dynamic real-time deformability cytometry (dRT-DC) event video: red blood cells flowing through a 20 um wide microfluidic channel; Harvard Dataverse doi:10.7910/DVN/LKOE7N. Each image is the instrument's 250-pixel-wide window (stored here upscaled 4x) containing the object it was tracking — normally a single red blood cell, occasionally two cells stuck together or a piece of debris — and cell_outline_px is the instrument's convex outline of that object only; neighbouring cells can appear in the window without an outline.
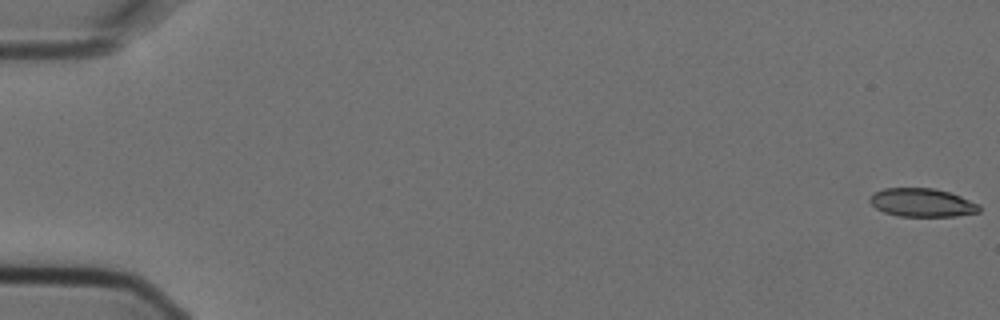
{"species": "Egyptian fruit bat (a non-hibernating species)", "species_latin": "Rousettus aegyptiacus", "temperature_condition": "cold", "stored_images_in_passage": 6, "camera_frame_rate_fps": 3000, "um_per_image_px": 0.085, "animal": {"sex": "female"}, "frame": {"image": 1, "passage_image": 1, "time_ms": 0.0, "image_size_px": [1000, 320], "cell_outline_px": [[980, 212], [956, 216], [900, 216], [884, 212], [876, 208], [868, 200], [876, 192], [884, 188], [932, 188], [948, 192], [960, 196], [980, 204]], "centroid_in_image_um": [78.4, 17.22], "position_along_channel_um": 6.6, "area_um2": 17.98}}
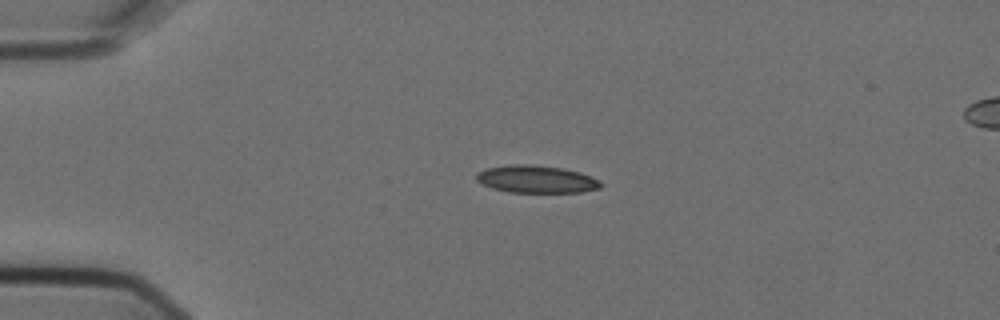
{"frame": {"image": 2, "passage_image": 4, "time_ms": 1.0, "image_size_px": [1000, 320], "cell_outline_px": [[604, 184], [600, 188], [580, 192], [508, 192], [492, 188], [476, 180], [476, 172], [484, 168], [508, 164], [528, 164], [564, 168], [580, 172], [592, 176], [600, 180]], "centroid_in_image_um": [45.59, 15.22], "position_along_channel_um": 39.4, "area_um2": 20.17}}
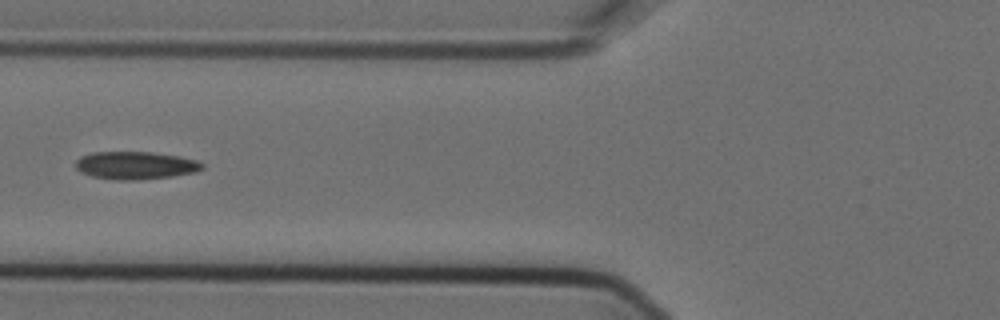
{"frame": {"image": 3, "passage_image": 6, "time_ms": 1.667, "image_size_px": [1000, 320], "cell_outline_px": [[204, 168], [196, 172], [172, 176], [136, 180], [116, 180], [92, 176], [80, 172], [76, 168], [76, 160], [80, 156], [92, 152], [152, 152], [180, 156], [196, 160], [204, 164]], "centroid_in_image_um": [11.52, 14.05], "position_along_channel_um": 114.3, "area_um2": 20.58}}